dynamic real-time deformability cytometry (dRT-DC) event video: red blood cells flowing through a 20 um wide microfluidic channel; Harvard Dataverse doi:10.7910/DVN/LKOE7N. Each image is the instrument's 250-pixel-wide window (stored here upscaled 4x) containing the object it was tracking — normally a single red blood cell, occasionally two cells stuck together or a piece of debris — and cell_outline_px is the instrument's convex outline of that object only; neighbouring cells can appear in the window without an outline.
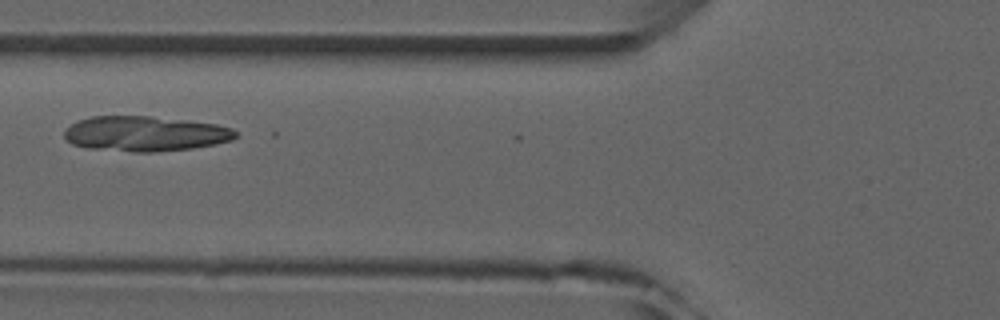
{"species": "common noctule bat (a hibernating species)", "species_latin": "Nyctalus noctula", "temperature_condition": "room temperature", "stored_images_in_passage": 4, "camera_frame_rate_fps": 3000, "um_per_image_px": 0.085, "animal": {"sex": "male", "forearm_length_mm": 52.5}, "frame": {"image": 1, "passage_image": 3, "time_ms": 2.333, "image_size_px": [1000, 320], "cell_outline_px": [[236, 136], [232, 140], [216, 144], [192, 148], [156, 152], [132, 152], [88, 148], [72, 144], [64, 136], [64, 132], [72, 124], [80, 120], [92, 116], [152, 116], [188, 120], [216, 124], [232, 128], [236, 132]], "centroid_in_image_um": [12.36, 11.37], "position_along_channel_um": 113.4, "area_um2": 35.08}}